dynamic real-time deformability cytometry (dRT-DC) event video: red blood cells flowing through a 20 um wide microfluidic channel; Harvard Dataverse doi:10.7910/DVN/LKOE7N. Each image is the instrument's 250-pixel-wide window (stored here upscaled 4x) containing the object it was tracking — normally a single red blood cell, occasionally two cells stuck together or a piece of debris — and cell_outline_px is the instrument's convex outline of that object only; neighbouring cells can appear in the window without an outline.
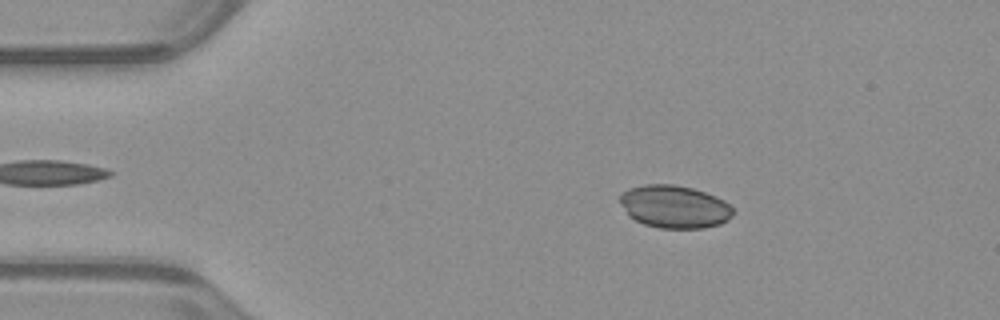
{"species": "common noctule bat (a hibernating species)", "species_latin": "Nyctalus noctula", "temperature_condition": "warm", "stored_images_in_passage": 43, "camera_frame_rate_fps": 3000, "um_per_image_px": 0.085, "animal": {"sex": "male", "body_mass_g": 23.1, "forearm_length_mm": 52.7}, "frame": {"image": 1, "passage_image": 8, "time_ms": 2.333, "image_size_px": [1000, 320], "cell_outline_px": [[736, 212], [728, 220], [720, 224], [704, 228], [660, 228], [644, 224], [628, 216], [620, 204], [620, 192], [628, 188], [644, 184], [672, 184], [692, 188], [716, 196], [724, 200]], "centroid_in_image_um": [57.32, 17.56], "position_along_channel_um": 27.7, "area_um2": 28.44}}
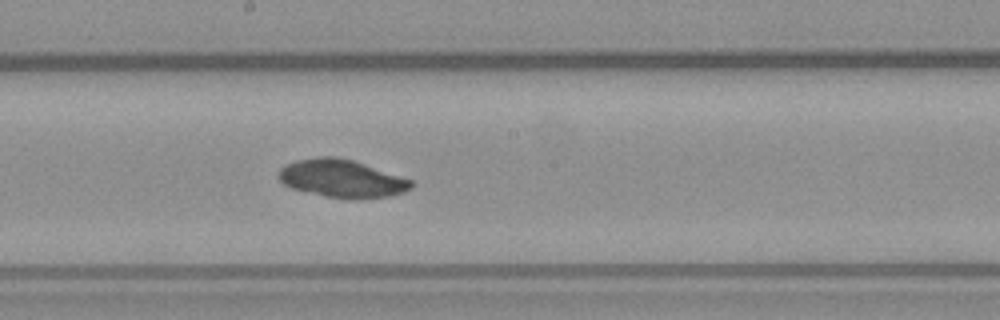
{"frame": {"image": 2, "passage_image": 27, "time_ms": 8.667, "image_size_px": [1000, 320], "cell_outline_px": [[416, 184], [412, 188], [404, 192], [388, 196], [348, 200], [324, 196], [292, 188], [284, 184], [276, 176], [276, 172], [284, 164], [296, 160], [316, 156], [336, 156], [352, 160], [412, 180]], "centroid_in_image_um": [29.02, 15.17], "position_along_channel_um": 219.2, "area_um2": 29.54}}
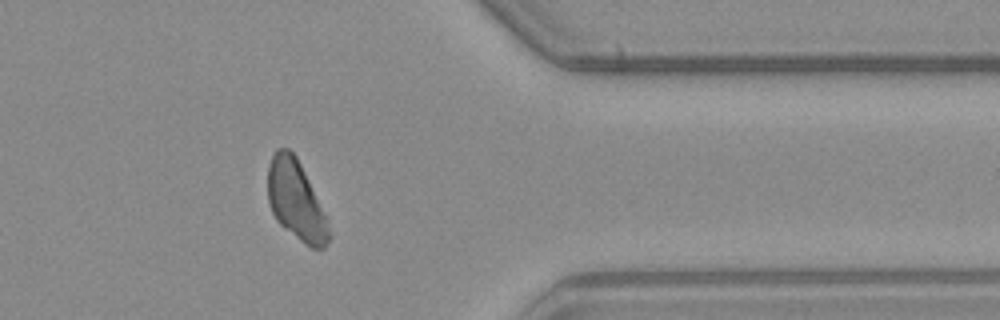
{"frame": {"image": 3, "passage_image": 41, "time_ms": 13.333, "image_size_px": [1000, 320], "cell_outline_px": [[332, 236], [324, 248], [312, 248], [304, 244], [280, 224], [276, 220], [272, 212], [268, 200], [268, 168], [272, 156], [276, 148], [288, 148], [296, 156], [300, 164], [324, 216]], "centroid_in_image_um": [25.12, 17.05], "position_along_channel_um": 386.3, "area_um2": 27.57}, "authors_computed_cell_mechanics": {"area_um2": 29.1312, "velocity_mm_per_s": 3.9579, "shape_relaxation_time_tau1_ms": 0.5819, "shape_relaxation_time_tau2_ms": null, "deformation_change_tau1": null, "deformation_change_tau2": null}}